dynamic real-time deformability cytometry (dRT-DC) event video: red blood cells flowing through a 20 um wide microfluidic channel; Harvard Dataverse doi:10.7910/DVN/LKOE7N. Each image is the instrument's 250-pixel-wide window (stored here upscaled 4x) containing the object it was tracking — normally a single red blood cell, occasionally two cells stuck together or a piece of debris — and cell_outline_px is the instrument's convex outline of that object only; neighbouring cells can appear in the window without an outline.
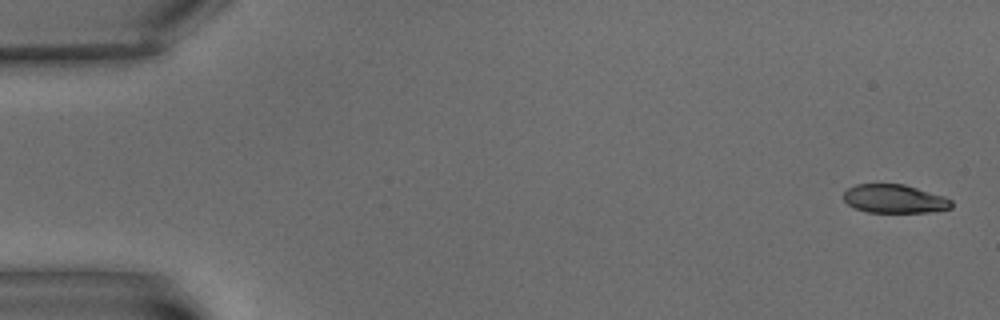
{"species": "common noctule bat (a hibernating species)", "species_latin": "Nyctalus noctula", "temperature_condition": "warm", "stored_images_in_passage": 9, "camera_frame_rate_fps": 3000, "um_per_image_px": 0.085, "animal": {"sex": "male", "body_mass_g": 15.6}, "frame": {"image": 1, "passage_image": 1, "time_ms": 0.0, "image_size_px": [1000, 320], "cell_outline_px": [[952, 208], [928, 212], [868, 212], [856, 208], [848, 204], [844, 200], [844, 192], [848, 188], [856, 184], [904, 184], [944, 196], [952, 200]], "centroid_in_image_um": [76.04, 16.89], "position_along_channel_um": 9.0, "area_um2": 17.86}}
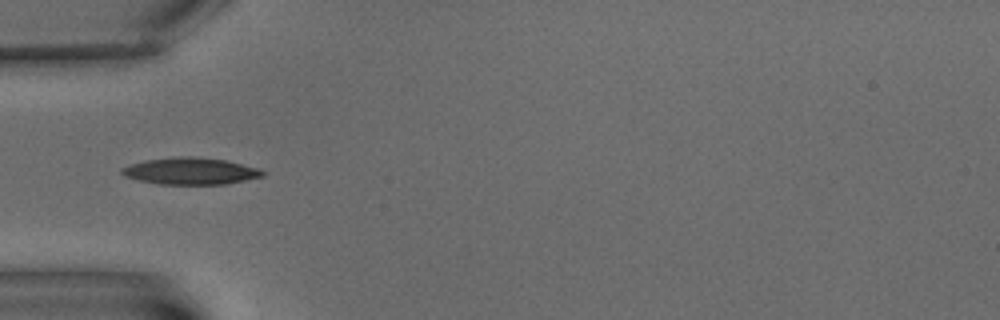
{"frame": {"image": 2, "passage_image": 6, "time_ms": 6.667, "image_size_px": [1000, 320], "cell_outline_px": [[264, 176], [224, 184], [160, 184], [140, 180], [124, 176], [120, 172], [120, 168], [144, 160], [172, 156], [196, 156], [228, 160], [260, 168], [264, 172]], "centroid_in_image_um": [16.2, 14.52], "position_along_channel_um": 68.8, "area_um2": 22.2}}